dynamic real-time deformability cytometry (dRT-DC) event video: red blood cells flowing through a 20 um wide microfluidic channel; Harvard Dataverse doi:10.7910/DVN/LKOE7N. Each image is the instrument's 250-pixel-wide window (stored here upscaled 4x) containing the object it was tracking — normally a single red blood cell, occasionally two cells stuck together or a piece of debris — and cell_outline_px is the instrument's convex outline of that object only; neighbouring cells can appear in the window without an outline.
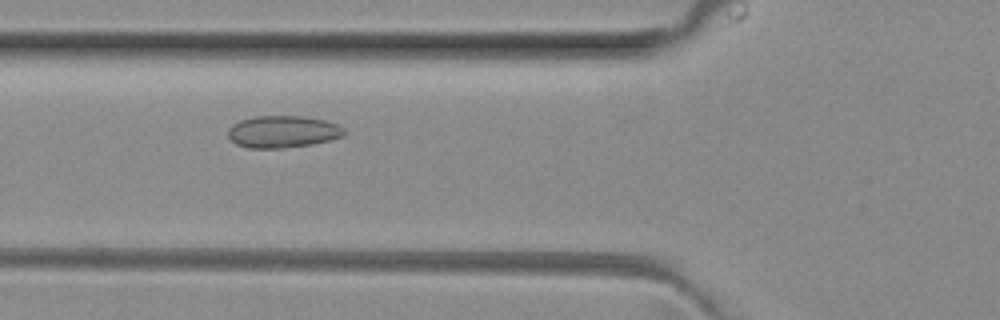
{"species": "common noctule bat (a hibernating species)", "species_latin": "Nyctalus noctula", "temperature_condition": "room temperature", "stored_images_in_passage": 16, "camera_frame_rate_fps": 3000, "um_per_image_px": 0.085, "animal": {"sex": "female", "body_mass_g": 29.2, "forearm_length_mm": 56.3}, "frame": {"image": 1, "passage_image": 10, "time_ms": 3.0, "image_size_px": [1000, 320], "cell_outline_px": [[344, 136], [312, 144], [284, 148], [248, 148], [236, 144], [228, 136], [228, 128], [232, 124], [240, 120], [256, 116], [300, 116], [324, 120], [336, 124], [344, 128]], "centroid_in_image_um": [24.0, 11.2], "position_along_channel_um": 101.8, "area_um2": 21.62}}
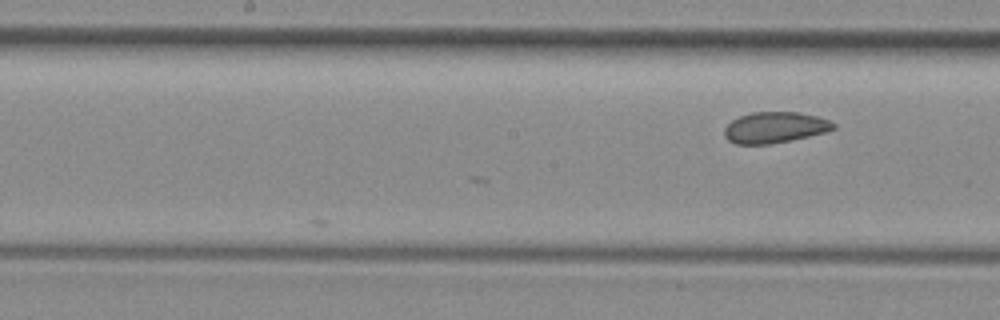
{"frame": {"image": 2, "passage_image": 16, "time_ms": 5.0, "image_size_px": [1000, 320], "cell_outline_px": [[836, 128], [824, 132], [808, 136], [768, 144], [736, 144], [728, 140], [724, 136], [724, 128], [732, 120], [740, 116], [752, 112], [800, 112], [816, 116], [828, 120], [836, 124]], "centroid_in_image_um": [65.84, 10.83], "position_along_channel_um": 182.4, "area_um2": 19.54}}